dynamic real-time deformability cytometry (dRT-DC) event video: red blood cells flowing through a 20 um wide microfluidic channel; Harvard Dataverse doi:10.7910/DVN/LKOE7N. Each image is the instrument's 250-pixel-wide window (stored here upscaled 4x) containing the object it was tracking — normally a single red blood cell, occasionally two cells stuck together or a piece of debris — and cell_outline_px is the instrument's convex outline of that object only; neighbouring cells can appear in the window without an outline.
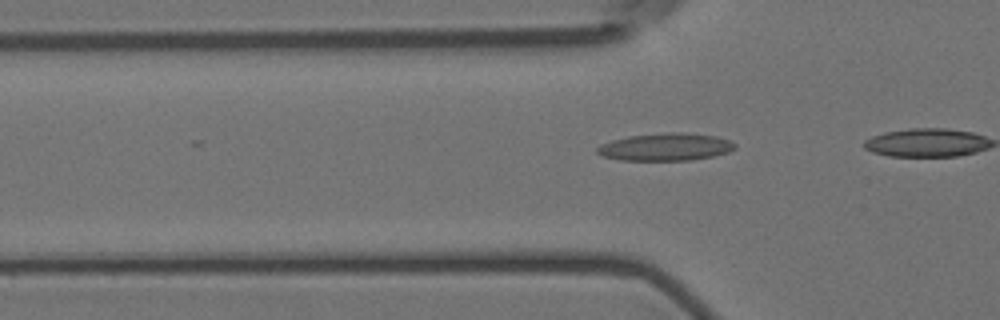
{"species": "Egyptian fruit bat (a non-hibernating species)", "species_latin": "Rousettus aegyptiacus", "temperature_condition": "room temperature", "stored_images_in_passage": 8, "camera_frame_rate_fps": 3000, "um_per_image_px": 0.085, "animal": {"sex": "female"}, "frame": {"image": 1, "passage_image": 3, "time_ms": 0.667, "image_size_px": [1000, 320], "cell_outline_px": [[736, 148], [728, 152], [712, 156], [692, 160], [620, 160], [600, 156], [596, 152], [596, 148], [600, 144], [612, 140], [628, 136], [664, 132], [684, 132], [716, 136], [728, 140], [736, 144]], "centroid_in_image_um": [56.54, 12.48], "position_along_channel_um": 69.3, "area_um2": 22.25}}
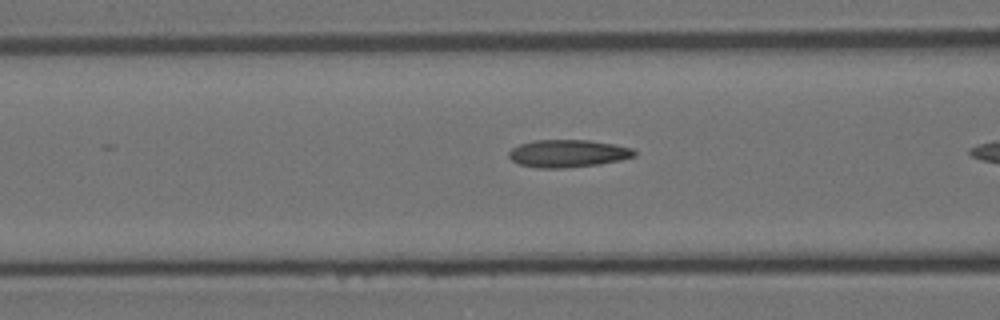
{"frame": {"image": 2, "passage_image": 7, "time_ms": 2.0, "image_size_px": [1000, 320], "cell_outline_px": [[636, 156], [620, 160], [600, 164], [564, 168], [536, 168], [520, 164], [512, 160], [508, 156], [508, 152], [512, 148], [520, 144], [532, 140], [588, 140], [616, 144], [632, 148], [636, 152]], "centroid_in_image_um": [48.28, 13.04], "position_along_channel_um": 118.3, "area_um2": 20.29}}